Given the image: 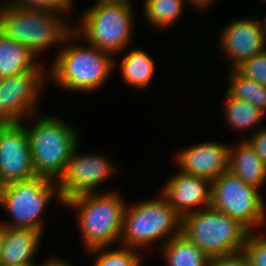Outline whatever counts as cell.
Returning a JSON list of instances; mask_svg holds the SVG:
<instances>
[{
  "label": "cell",
  "mask_w": 266,
  "mask_h": 266,
  "mask_svg": "<svg viewBox=\"0 0 266 266\" xmlns=\"http://www.w3.org/2000/svg\"><path fill=\"white\" fill-rule=\"evenodd\" d=\"M228 171L260 190L266 185V164L245 139L230 145Z\"/></svg>",
  "instance_id": "e0dca14e"
},
{
  "label": "cell",
  "mask_w": 266,
  "mask_h": 266,
  "mask_svg": "<svg viewBox=\"0 0 266 266\" xmlns=\"http://www.w3.org/2000/svg\"><path fill=\"white\" fill-rule=\"evenodd\" d=\"M93 4L83 11L74 31L88 44L114 56L131 47L134 5L101 0Z\"/></svg>",
  "instance_id": "8992f818"
},
{
  "label": "cell",
  "mask_w": 266,
  "mask_h": 266,
  "mask_svg": "<svg viewBox=\"0 0 266 266\" xmlns=\"http://www.w3.org/2000/svg\"><path fill=\"white\" fill-rule=\"evenodd\" d=\"M210 206L238 220L249 231L266 225V203L260 189L230 171L212 181Z\"/></svg>",
  "instance_id": "9c48e42d"
},
{
  "label": "cell",
  "mask_w": 266,
  "mask_h": 266,
  "mask_svg": "<svg viewBox=\"0 0 266 266\" xmlns=\"http://www.w3.org/2000/svg\"><path fill=\"white\" fill-rule=\"evenodd\" d=\"M236 70L244 77L266 86V50L246 60Z\"/></svg>",
  "instance_id": "484cf974"
},
{
  "label": "cell",
  "mask_w": 266,
  "mask_h": 266,
  "mask_svg": "<svg viewBox=\"0 0 266 266\" xmlns=\"http://www.w3.org/2000/svg\"><path fill=\"white\" fill-rule=\"evenodd\" d=\"M80 143L67 162L65 171L57 181L59 195L63 202L74 196L100 192L99 187L117 173L115 165L107 155L79 153Z\"/></svg>",
  "instance_id": "8fae6325"
},
{
  "label": "cell",
  "mask_w": 266,
  "mask_h": 266,
  "mask_svg": "<svg viewBox=\"0 0 266 266\" xmlns=\"http://www.w3.org/2000/svg\"><path fill=\"white\" fill-rule=\"evenodd\" d=\"M266 164V126H262L255 133L244 138Z\"/></svg>",
  "instance_id": "f1b7e54d"
},
{
  "label": "cell",
  "mask_w": 266,
  "mask_h": 266,
  "mask_svg": "<svg viewBox=\"0 0 266 266\" xmlns=\"http://www.w3.org/2000/svg\"><path fill=\"white\" fill-rule=\"evenodd\" d=\"M122 196L119 191L107 190L77 195L64 202V206L75 211L85 251L111 245L118 247L127 205Z\"/></svg>",
  "instance_id": "277c9868"
},
{
  "label": "cell",
  "mask_w": 266,
  "mask_h": 266,
  "mask_svg": "<svg viewBox=\"0 0 266 266\" xmlns=\"http://www.w3.org/2000/svg\"><path fill=\"white\" fill-rule=\"evenodd\" d=\"M212 181L178 170L160 188V193L182 218L211 205Z\"/></svg>",
  "instance_id": "9a60e30c"
},
{
  "label": "cell",
  "mask_w": 266,
  "mask_h": 266,
  "mask_svg": "<svg viewBox=\"0 0 266 266\" xmlns=\"http://www.w3.org/2000/svg\"><path fill=\"white\" fill-rule=\"evenodd\" d=\"M261 21H262V26H263V28H264L265 35H266V15L264 16L263 19H261Z\"/></svg>",
  "instance_id": "836d02e7"
},
{
  "label": "cell",
  "mask_w": 266,
  "mask_h": 266,
  "mask_svg": "<svg viewBox=\"0 0 266 266\" xmlns=\"http://www.w3.org/2000/svg\"><path fill=\"white\" fill-rule=\"evenodd\" d=\"M66 14L57 10L13 6L4 1L0 4V31L24 45L39 60L49 47L62 48L74 31Z\"/></svg>",
  "instance_id": "7a4b0ae2"
},
{
  "label": "cell",
  "mask_w": 266,
  "mask_h": 266,
  "mask_svg": "<svg viewBox=\"0 0 266 266\" xmlns=\"http://www.w3.org/2000/svg\"><path fill=\"white\" fill-rule=\"evenodd\" d=\"M248 233L238 220L211 206L181 218V234L209 258L243 251Z\"/></svg>",
  "instance_id": "ba28073f"
},
{
  "label": "cell",
  "mask_w": 266,
  "mask_h": 266,
  "mask_svg": "<svg viewBox=\"0 0 266 266\" xmlns=\"http://www.w3.org/2000/svg\"><path fill=\"white\" fill-rule=\"evenodd\" d=\"M38 60L24 45L0 31V79L19 75L36 67Z\"/></svg>",
  "instance_id": "d6986e66"
},
{
  "label": "cell",
  "mask_w": 266,
  "mask_h": 266,
  "mask_svg": "<svg viewBox=\"0 0 266 266\" xmlns=\"http://www.w3.org/2000/svg\"><path fill=\"white\" fill-rule=\"evenodd\" d=\"M223 95L225 96L223 114L231 130L237 133L251 129L249 132L253 134L263 126L266 113L261 109L248 101L231 97L226 91Z\"/></svg>",
  "instance_id": "ffe728a7"
},
{
  "label": "cell",
  "mask_w": 266,
  "mask_h": 266,
  "mask_svg": "<svg viewBox=\"0 0 266 266\" xmlns=\"http://www.w3.org/2000/svg\"><path fill=\"white\" fill-rule=\"evenodd\" d=\"M219 32L217 46L223 58L225 55L229 59L231 68L228 69H236L266 50V35L260 18L232 19Z\"/></svg>",
  "instance_id": "4fadbf2b"
},
{
  "label": "cell",
  "mask_w": 266,
  "mask_h": 266,
  "mask_svg": "<svg viewBox=\"0 0 266 266\" xmlns=\"http://www.w3.org/2000/svg\"><path fill=\"white\" fill-rule=\"evenodd\" d=\"M101 1L132 4V3H131L132 0H101Z\"/></svg>",
  "instance_id": "d6a6232c"
},
{
  "label": "cell",
  "mask_w": 266,
  "mask_h": 266,
  "mask_svg": "<svg viewBox=\"0 0 266 266\" xmlns=\"http://www.w3.org/2000/svg\"><path fill=\"white\" fill-rule=\"evenodd\" d=\"M42 61L19 75L0 79V123L25 122L40 109V95L49 83Z\"/></svg>",
  "instance_id": "30bf717a"
},
{
  "label": "cell",
  "mask_w": 266,
  "mask_h": 266,
  "mask_svg": "<svg viewBox=\"0 0 266 266\" xmlns=\"http://www.w3.org/2000/svg\"><path fill=\"white\" fill-rule=\"evenodd\" d=\"M228 143L217 141L198 142L176 153L177 170L189 175L201 176L213 181L228 171Z\"/></svg>",
  "instance_id": "5bb4252c"
},
{
  "label": "cell",
  "mask_w": 266,
  "mask_h": 266,
  "mask_svg": "<svg viewBox=\"0 0 266 266\" xmlns=\"http://www.w3.org/2000/svg\"><path fill=\"white\" fill-rule=\"evenodd\" d=\"M126 49L127 52L123 50L115 55L117 59L121 53H125L118 64L120 65L119 72L123 81L122 83L137 90H143L151 86V82L155 76L156 61L142 47H127Z\"/></svg>",
  "instance_id": "ac0fdd59"
},
{
  "label": "cell",
  "mask_w": 266,
  "mask_h": 266,
  "mask_svg": "<svg viewBox=\"0 0 266 266\" xmlns=\"http://www.w3.org/2000/svg\"><path fill=\"white\" fill-rule=\"evenodd\" d=\"M143 17L157 31L169 30L184 12L187 0H144ZM164 29V30H163Z\"/></svg>",
  "instance_id": "7402d4cb"
},
{
  "label": "cell",
  "mask_w": 266,
  "mask_h": 266,
  "mask_svg": "<svg viewBox=\"0 0 266 266\" xmlns=\"http://www.w3.org/2000/svg\"><path fill=\"white\" fill-rule=\"evenodd\" d=\"M158 251L166 266H208L210 259L181 233L172 237Z\"/></svg>",
  "instance_id": "44dd1931"
},
{
  "label": "cell",
  "mask_w": 266,
  "mask_h": 266,
  "mask_svg": "<svg viewBox=\"0 0 266 266\" xmlns=\"http://www.w3.org/2000/svg\"><path fill=\"white\" fill-rule=\"evenodd\" d=\"M226 92L233 98L245 100L266 113V86L244 77L236 69L228 71Z\"/></svg>",
  "instance_id": "603a6c76"
},
{
  "label": "cell",
  "mask_w": 266,
  "mask_h": 266,
  "mask_svg": "<svg viewBox=\"0 0 266 266\" xmlns=\"http://www.w3.org/2000/svg\"><path fill=\"white\" fill-rule=\"evenodd\" d=\"M40 266H72L71 263L69 261H67L65 258H62L61 256H50V258L45 259V261H43L41 263Z\"/></svg>",
  "instance_id": "f546056e"
},
{
  "label": "cell",
  "mask_w": 266,
  "mask_h": 266,
  "mask_svg": "<svg viewBox=\"0 0 266 266\" xmlns=\"http://www.w3.org/2000/svg\"><path fill=\"white\" fill-rule=\"evenodd\" d=\"M190 7H194L193 9H197L199 11L208 10L209 6H212L216 0H187Z\"/></svg>",
  "instance_id": "4dcf8cb0"
},
{
  "label": "cell",
  "mask_w": 266,
  "mask_h": 266,
  "mask_svg": "<svg viewBox=\"0 0 266 266\" xmlns=\"http://www.w3.org/2000/svg\"><path fill=\"white\" fill-rule=\"evenodd\" d=\"M26 120L35 176L57 182L73 151L82 143L79 129L53 114L34 113Z\"/></svg>",
  "instance_id": "3957f363"
},
{
  "label": "cell",
  "mask_w": 266,
  "mask_h": 266,
  "mask_svg": "<svg viewBox=\"0 0 266 266\" xmlns=\"http://www.w3.org/2000/svg\"><path fill=\"white\" fill-rule=\"evenodd\" d=\"M256 231H249L243 252L250 266H266V234Z\"/></svg>",
  "instance_id": "d4e9b609"
},
{
  "label": "cell",
  "mask_w": 266,
  "mask_h": 266,
  "mask_svg": "<svg viewBox=\"0 0 266 266\" xmlns=\"http://www.w3.org/2000/svg\"><path fill=\"white\" fill-rule=\"evenodd\" d=\"M54 198L64 206L57 182L44 177L35 176L1 186L0 206L10 218L0 219V226L31 228L44 233V212Z\"/></svg>",
  "instance_id": "52a82bcc"
},
{
  "label": "cell",
  "mask_w": 266,
  "mask_h": 266,
  "mask_svg": "<svg viewBox=\"0 0 266 266\" xmlns=\"http://www.w3.org/2000/svg\"><path fill=\"white\" fill-rule=\"evenodd\" d=\"M35 177L24 122L0 123V187Z\"/></svg>",
  "instance_id": "7c38bea8"
},
{
  "label": "cell",
  "mask_w": 266,
  "mask_h": 266,
  "mask_svg": "<svg viewBox=\"0 0 266 266\" xmlns=\"http://www.w3.org/2000/svg\"><path fill=\"white\" fill-rule=\"evenodd\" d=\"M82 41V37L73 31L63 47L56 49L58 51L48 69L49 82L71 93L98 90L106 80L109 81L119 62L111 53Z\"/></svg>",
  "instance_id": "6da1fadb"
},
{
  "label": "cell",
  "mask_w": 266,
  "mask_h": 266,
  "mask_svg": "<svg viewBox=\"0 0 266 266\" xmlns=\"http://www.w3.org/2000/svg\"><path fill=\"white\" fill-rule=\"evenodd\" d=\"M41 265V263H39V264H28V265H22V266H40Z\"/></svg>",
  "instance_id": "e575fe53"
},
{
  "label": "cell",
  "mask_w": 266,
  "mask_h": 266,
  "mask_svg": "<svg viewBox=\"0 0 266 266\" xmlns=\"http://www.w3.org/2000/svg\"><path fill=\"white\" fill-rule=\"evenodd\" d=\"M158 194L152 199L127 202L119 245L141 251L159 242L156 247L161 248L181 233V217L166 198L160 192Z\"/></svg>",
  "instance_id": "5b68a950"
},
{
  "label": "cell",
  "mask_w": 266,
  "mask_h": 266,
  "mask_svg": "<svg viewBox=\"0 0 266 266\" xmlns=\"http://www.w3.org/2000/svg\"><path fill=\"white\" fill-rule=\"evenodd\" d=\"M43 235L31 228L4 227L0 266L36 264Z\"/></svg>",
  "instance_id": "2e32d148"
},
{
  "label": "cell",
  "mask_w": 266,
  "mask_h": 266,
  "mask_svg": "<svg viewBox=\"0 0 266 266\" xmlns=\"http://www.w3.org/2000/svg\"><path fill=\"white\" fill-rule=\"evenodd\" d=\"M118 246L120 247L115 248L112 245L97 247L86 252L89 255L94 254L93 266H142L143 257L140 253L142 251L124 245Z\"/></svg>",
  "instance_id": "cb8c5ba5"
},
{
  "label": "cell",
  "mask_w": 266,
  "mask_h": 266,
  "mask_svg": "<svg viewBox=\"0 0 266 266\" xmlns=\"http://www.w3.org/2000/svg\"><path fill=\"white\" fill-rule=\"evenodd\" d=\"M75 0H8L7 3L23 8H36L57 10L59 12H72Z\"/></svg>",
  "instance_id": "4316f807"
},
{
  "label": "cell",
  "mask_w": 266,
  "mask_h": 266,
  "mask_svg": "<svg viewBox=\"0 0 266 266\" xmlns=\"http://www.w3.org/2000/svg\"><path fill=\"white\" fill-rule=\"evenodd\" d=\"M3 236H4V227L0 226V259H1L2 246H3Z\"/></svg>",
  "instance_id": "1f68e13d"
},
{
  "label": "cell",
  "mask_w": 266,
  "mask_h": 266,
  "mask_svg": "<svg viewBox=\"0 0 266 266\" xmlns=\"http://www.w3.org/2000/svg\"><path fill=\"white\" fill-rule=\"evenodd\" d=\"M208 266H250L248 259L243 251L224 255L212 257L209 259Z\"/></svg>",
  "instance_id": "83f0119b"
}]
</instances>
